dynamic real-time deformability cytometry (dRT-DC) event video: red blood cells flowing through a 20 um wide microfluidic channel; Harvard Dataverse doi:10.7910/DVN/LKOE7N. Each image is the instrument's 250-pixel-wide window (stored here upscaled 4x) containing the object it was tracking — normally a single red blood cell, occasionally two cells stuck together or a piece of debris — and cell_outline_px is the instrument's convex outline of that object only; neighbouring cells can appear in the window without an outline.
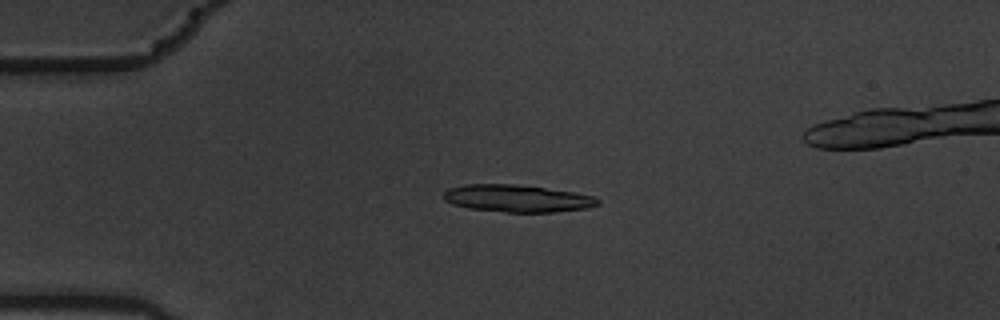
{"species": "common noctule bat (a hibernating species)", "species_latin": "Nyctalus noctula", "temperature_condition": "warm", "stored_images_in_passage": 2, "camera_frame_rate_fps": 3000, "um_per_image_px": 0.085, "animal": {"sex": "male", "body_mass_g": 19.5, "forearm_length_mm": 54.6}, "frame": {"image": 1, "passage_image": 1, "time_ms": 0.0, "image_size_px": [1000, 320], "cell_outline_px": [[600, 204], [588, 208], [552, 212], [504, 212], [468, 208], [452, 204], [444, 200], [444, 192], [448, 188], [464, 184], [512, 184], [576, 192], [592, 196], [600, 200]], "centroid_in_image_um": [43.95, 16.87], "position_along_channel_um": 41.1, "area_um2": 24.51}}